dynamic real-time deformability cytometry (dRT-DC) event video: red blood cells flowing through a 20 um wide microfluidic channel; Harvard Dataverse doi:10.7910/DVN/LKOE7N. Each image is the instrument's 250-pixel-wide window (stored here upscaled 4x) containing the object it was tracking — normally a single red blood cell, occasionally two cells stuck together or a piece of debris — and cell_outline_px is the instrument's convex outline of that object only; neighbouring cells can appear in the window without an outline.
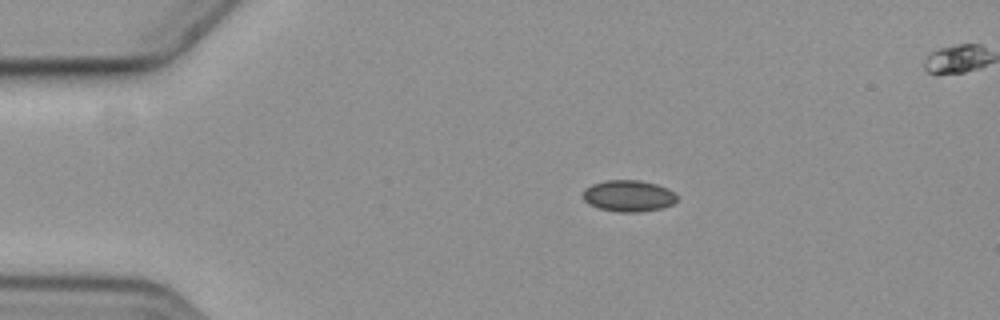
{"species": "common noctule bat (a hibernating species)", "species_latin": "Nyctalus noctula", "temperature_condition": "cold", "stored_images_in_passage": 5, "camera_frame_rate_fps": 3000, "um_per_image_px": 0.085, "animal": {"sex": "female", "body_mass_g": 19.3, "forearm_length_mm": 54.1}, "frame": {"image": 1, "passage_image": 1, "time_ms": 0.0, "image_size_px": [1000, 320], "cell_outline_px": [[676, 200], [672, 204], [660, 208], [640, 212], [616, 212], [600, 208], [588, 204], [584, 200], [584, 188], [592, 184], [608, 180], [640, 180], [656, 184], [672, 192], [676, 196]], "centroid_in_image_um": [53.38, 16.65], "position_along_channel_um": 31.6, "area_um2": 16.99}}
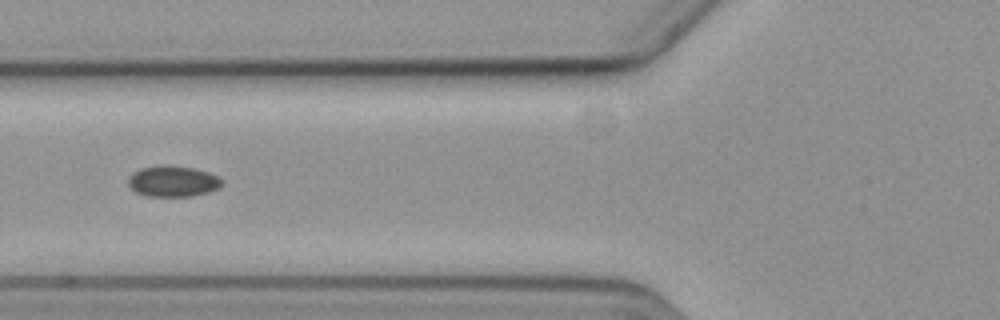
{"frame": {"image": 2, "passage_image": 4, "time_ms": 3.667, "image_size_px": [1000, 320], "cell_outline_px": [[220, 184], [216, 188], [208, 192], [192, 196], [148, 196], [136, 192], [128, 184], [128, 176], [132, 172], [140, 168], [160, 164], [168, 164], [192, 168], [208, 172], [216, 176], [220, 180]], "centroid_in_image_um": [14.61, 15.39], "position_along_channel_um": 111.2, "area_um2": 16.82}}
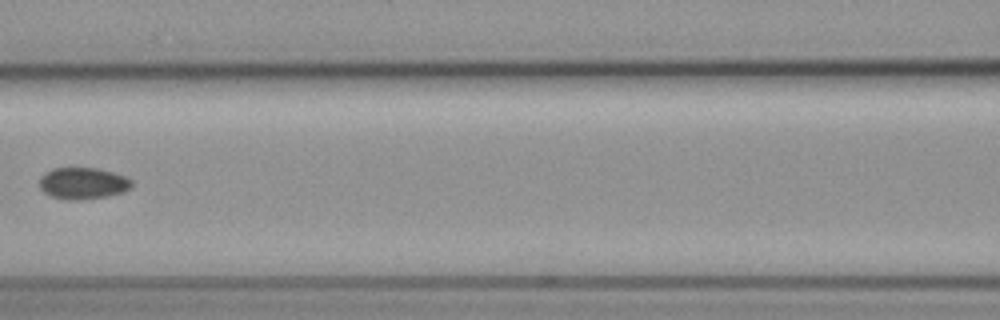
{"frame": {"image": 3, "passage_image": 5, "time_ms": 5.0, "image_size_px": [1000, 320], "cell_outline_px": [[132, 184], [124, 192], [108, 196], [80, 200], [64, 200], [52, 196], [44, 192], [40, 188], [40, 176], [44, 172], [52, 168], [100, 168], [124, 176], [132, 180]], "centroid_in_image_um": [7.02, 15.58], "position_along_channel_um": 159.6, "area_um2": 17.11}}